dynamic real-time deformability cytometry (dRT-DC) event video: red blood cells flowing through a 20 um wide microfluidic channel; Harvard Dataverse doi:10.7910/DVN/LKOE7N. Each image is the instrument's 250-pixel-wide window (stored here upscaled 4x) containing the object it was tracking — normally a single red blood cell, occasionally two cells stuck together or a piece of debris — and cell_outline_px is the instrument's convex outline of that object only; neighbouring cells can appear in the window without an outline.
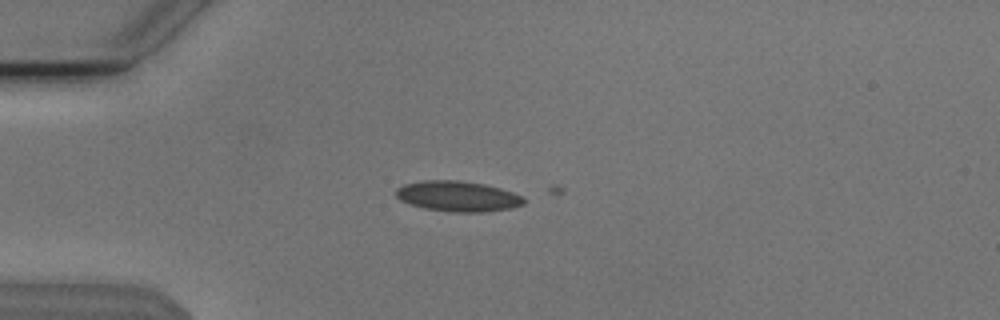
{"species": "Egyptian fruit bat (a non-hibernating species)", "species_latin": "Rousettus aegyptiacus", "temperature_condition": "cold", "stored_images_in_passage": 2, "camera_frame_rate_fps": 3000, "um_per_image_px": 0.085, "animal": {"sex": "male"}, "frame": {"image": 1, "passage_image": 1, "time_ms": 0.0, "image_size_px": [1000, 320], "cell_outline_px": [[524, 204], [512, 208], [484, 212], [452, 212], [424, 208], [408, 204], [400, 200], [396, 196], [396, 188], [404, 184], [424, 180], [456, 180], [484, 184], [500, 188], [512, 192], [520, 196], [524, 200]], "centroid_in_image_um": [38.88, 16.68], "position_along_channel_um": 46.1, "area_um2": 22.66}}